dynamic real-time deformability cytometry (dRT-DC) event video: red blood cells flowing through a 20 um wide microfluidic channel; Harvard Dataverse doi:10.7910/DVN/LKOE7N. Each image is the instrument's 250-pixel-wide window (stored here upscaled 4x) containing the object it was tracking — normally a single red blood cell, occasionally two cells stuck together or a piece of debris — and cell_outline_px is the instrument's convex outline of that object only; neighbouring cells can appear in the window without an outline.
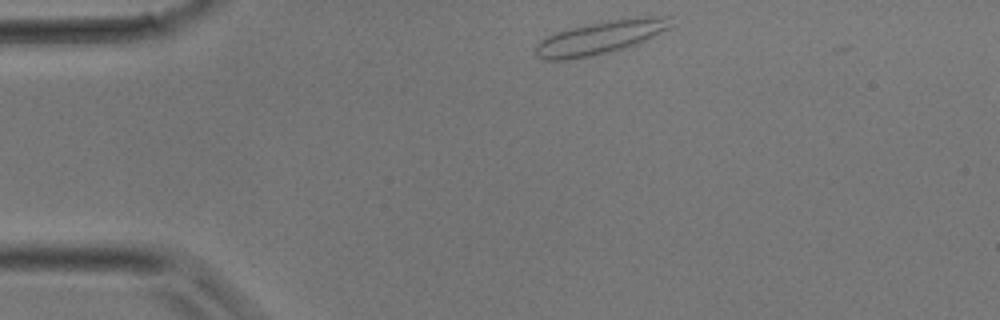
{"species": "common noctule bat (a hibernating species)", "species_latin": "Nyctalus noctula", "temperature_condition": "room temperature", "stored_images_in_passage": 3, "camera_frame_rate_fps": 3000, "um_per_image_px": 0.085, "animal": {"sex": "male", "body_mass_g": 17.9}, "frame": {"image": 1, "passage_image": 1, "time_ms": 0.0, "image_size_px": [1000, 320], "cell_outline_px": [[676, 24], [672, 28], [644, 40], [624, 48], [592, 56], [568, 60], [544, 60], [536, 56], [536, 44], [548, 36], [556, 32], [588, 24], [612, 20], [644, 16], [672, 16]], "centroid_in_image_um": [51.11, 3.18], "position_along_channel_um": 33.9, "area_um2": 26.13}}